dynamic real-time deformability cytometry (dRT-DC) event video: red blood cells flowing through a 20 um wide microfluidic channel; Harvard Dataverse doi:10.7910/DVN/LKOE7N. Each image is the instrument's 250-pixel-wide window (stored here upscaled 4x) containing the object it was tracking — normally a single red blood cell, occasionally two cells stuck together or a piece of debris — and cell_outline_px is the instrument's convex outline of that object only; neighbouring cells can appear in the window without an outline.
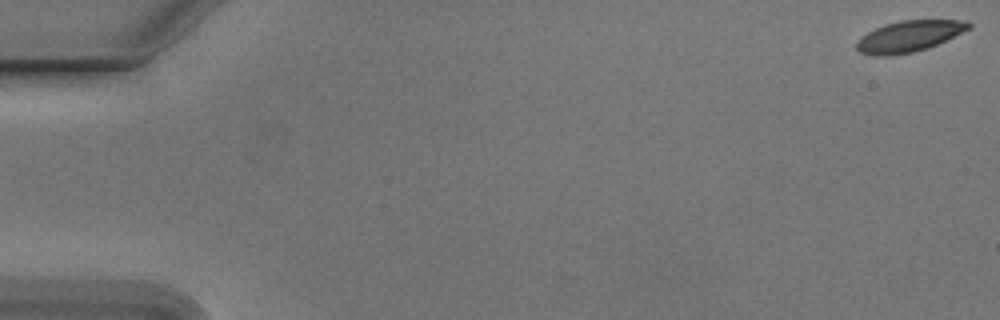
{"species": "Egyptian fruit bat (a non-hibernating species)", "species_latin": "Rousettus aegyptiacus", "temperature_condition": "cold", "stored_images_in_passage": 7, "camera_frame_rate_fps": 3000, "um_per_image_px": 0.085, "animal": {"sex": "male"}, "frame": {"image": 1, "passage_image": 1, "time_ms": 0.0, "image_size_px": [1000, 320], "cell_outline_px": [[972, 28], [928, 48], [912, 52], [888, 56], [872, 56], [860, 52], [856, 48], [856, 40], [860, 36], [884, 24], [900, 20], [968, 20], [972, 24]], "centroid_in_image_um": [77.26, 3.08], "position_along_channel_um": 7.7, "area_um2": 20.52}}